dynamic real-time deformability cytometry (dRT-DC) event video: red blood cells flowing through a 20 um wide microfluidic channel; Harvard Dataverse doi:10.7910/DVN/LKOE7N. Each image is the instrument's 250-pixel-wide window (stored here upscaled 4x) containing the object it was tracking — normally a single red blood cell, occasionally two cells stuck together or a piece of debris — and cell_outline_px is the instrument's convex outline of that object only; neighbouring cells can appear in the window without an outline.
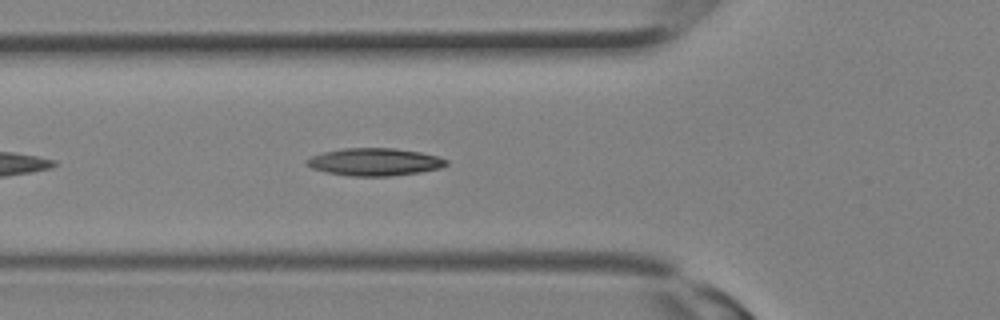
{"species": "Egyptian fruit bat (a non-hibernating species)", "species_latin": "Rousettus aegyptiacus", "temperature_condition": "room temperature", "stored_images_in_passage": 19, "camera_frame_rate_fps": 3000, "um_per_image_px": 0.085, "animal": {"sex": "female"}, "frame": {"image": 1, "passage_image": 9, "time_ms": 2.667, "image_size_px": [1000, 320], "cell_outline_px": [[448, 164], [440, 168], [420, 172], [392, 176], [348, 176], [328, 172], [312, 168], [304, 164], [304, 160], [312, 156], [324, 152], [344, 148], [396, 148], [420, 152], [436, 156], [448, 160]], "centroid_in_image_um": [31.83, 13.76], "position_along_channel_um": 94.0, "area_um2": 22.43}}
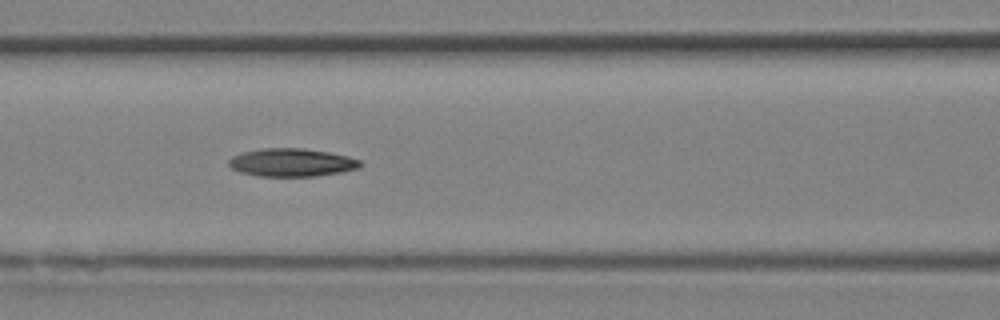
{"frame": {"image": 2, "passage_image": 11, "time_ms": 3.333, "image_size_px": [1000, 320], "cell_outline_px": [[360, 164], [356, 168], [340, 172], [316, 176], [260, 176], [240, 172], [232, 168], [228, 164], [228, 160], [232, 156], [244, 152], [260, 148], [300, 148], [328, 152], [348, 156], [360, 160]], "centroid_in_image_um": [24.75, 13.81], "position_along_channel_um": 141.9, "area_um2": 21.27}}